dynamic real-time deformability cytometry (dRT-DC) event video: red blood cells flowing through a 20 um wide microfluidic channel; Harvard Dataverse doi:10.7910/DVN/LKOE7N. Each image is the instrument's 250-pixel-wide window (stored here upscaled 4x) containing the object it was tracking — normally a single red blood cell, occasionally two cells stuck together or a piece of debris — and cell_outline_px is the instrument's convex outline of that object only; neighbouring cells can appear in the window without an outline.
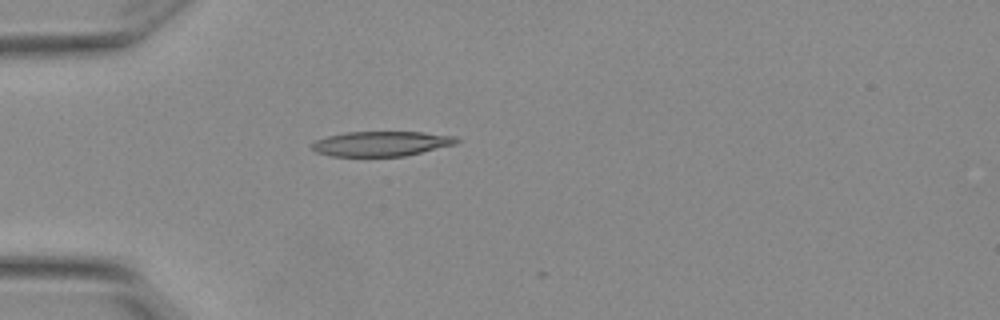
{"species": "Egyptian fruit bat (a non-hibernating species)", "species_latin": "Rousettus aegyptiacus", "temperature_condition": "warm", "stored_images_in_passage": 2, "camera_frame_rate_fps": 3000, "um_per_image_px": 0.085, "animal": {"sex": "female"}, "frame": {"image": 1, "passage_image": 2, "time_ms": 0.333, "image_size_px": [1000, 320], "cell_outline_px": [[460, 140], [456, 144], [404, 156], [332, 156], [316, 152], [312, 148], [312, 144], [316, 140], [328, 136], [348, 132], [424, 132], [452, 136]], "centroid_in_image_um": [32.41, 12.21], "position_along_channel_um": 52.6, "area_um2": 20.75}}